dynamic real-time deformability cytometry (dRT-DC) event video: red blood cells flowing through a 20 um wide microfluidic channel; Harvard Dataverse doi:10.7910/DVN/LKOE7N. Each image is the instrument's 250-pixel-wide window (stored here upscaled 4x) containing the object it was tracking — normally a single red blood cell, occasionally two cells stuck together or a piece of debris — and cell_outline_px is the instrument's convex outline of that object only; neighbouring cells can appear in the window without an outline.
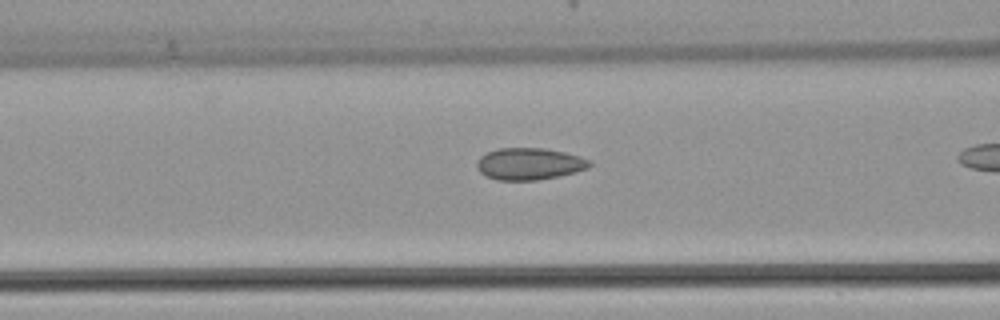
{"species": "common noctule bat (a hibernating species)", "species_latin": "Nyctalus noctula", "temperature_condition": "warm", "stored_images_in_passage": 11, "camera_frame_rate_fps": 3000, "um_per_image_px": 0.085, "animal": {"sex": "female", "body_mass_g": 22.7, "forearm_length_mm": 54.2}, "frame": {"image": 1, "passage_image": 7, "time_ms": 2.0, "image_size_px": [1000, 320], "cell_outline_px": [[592, 164], [588, 168], [576, 172], [560, 176], [536, 180], [496, 180], [480, 172], [476, 168], [476, 160], [480, 156], [488, 152], [500, 148], [544, 148], [564, 152], [580, 156], [592, 160]], "centroid_in_image_um": [45.01, 13.93], "position_along_channel_um": 121.6, "area_um2": 21.1}}
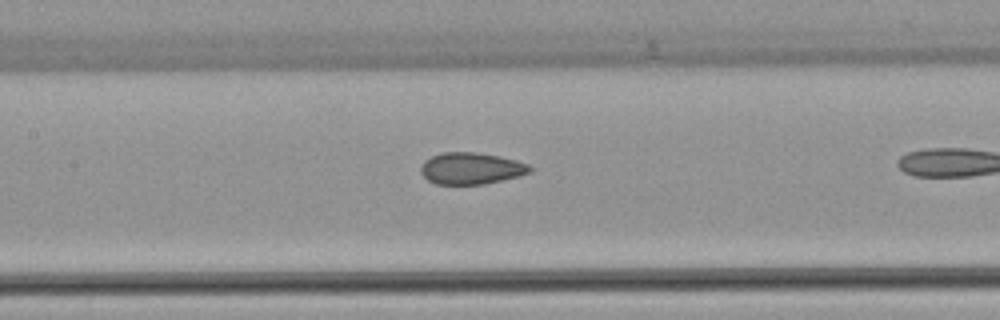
{"frame": {"image": 2, "passage_image": 10, "time_ms": 3.0, "image_size_px": [1000, 320], "cell_outline_px": [[532, 172], [520, 176], [484, 184], [436, 184], [428, 180], [420, 172], [420, 168], [424, 160], [432, 156], [444, 152], [476, 152], [500, 156], [516, 160], [528, 164], [532, 168]], "centroid_in_image_um": [40.06, 14.31], "position_along_channel_um": 167.3, "area_um2": 20.23}}